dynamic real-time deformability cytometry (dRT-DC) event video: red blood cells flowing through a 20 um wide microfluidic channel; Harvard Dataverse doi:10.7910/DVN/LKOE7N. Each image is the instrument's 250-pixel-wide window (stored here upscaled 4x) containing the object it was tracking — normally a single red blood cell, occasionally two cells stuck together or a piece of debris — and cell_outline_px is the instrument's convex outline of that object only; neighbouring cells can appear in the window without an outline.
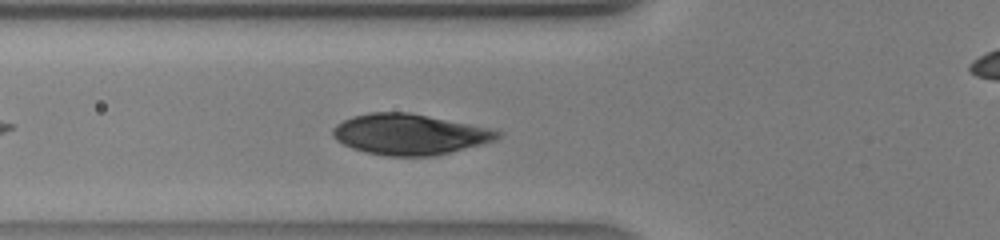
{"species": "human", "species_latin": "Homo sapiens", "temperature_condition": "warm", "stored_images_in_passage": 31, "camera_frame_rate_fps": 3000, "um_per_image_px": 0.085, "donor": {"sex": "male"}, "frame": {"image": 1, "passage_image": 7, "time_ms": 2.0, "image_size_px": [1000, 240], "cell_outline_px": [[500, 136], [496, 140], [432, 156], [388, 156], [368, 152], [352, 148], [336, 140], [332, 136], [332, 128], [336, 124], [352, 116], [372, 112], [408, 112], [488, 128], [500, 132]], "centroid_in_image_um": [34.74, 11.41], "position_along_channel_um": 91.1, "area_um2": 38.49}}
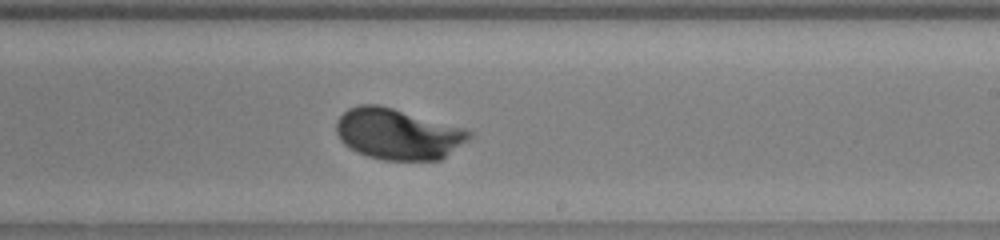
{"frame": {"image": 2, "passage_image": 17, "time_ms": 5.333, "image_size_px": [1000, 240], "cell_outline_px": [[472, 136], [468, 140], [440, 160], [384, 160], [368, 156], [356, 152], [344, 144], [340, 140], [336, 132], [336, 120], [348, 108], [360, 104], [380, 104], [464, 128], [472, 132]], "centroid_in_image_um": [33.79, 11.38], "position_along_channel_um": 255.2, "area_um2": 39.54}}
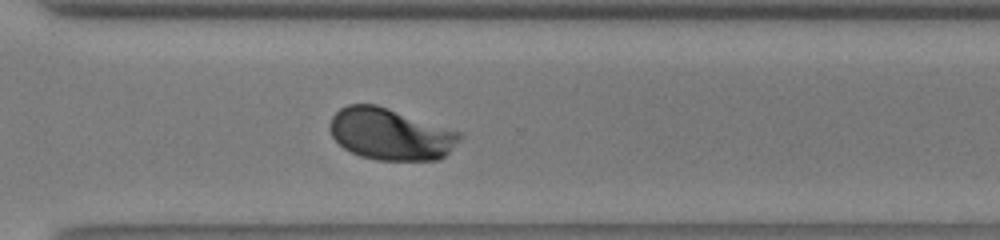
{"frame": {"image": 3, "passage_image": 22, "time_ms": 7.0, "image_size_px": [1000, 240], "cell_outline_px": [[464, 136], [440, 160], [376, 160], [360, 156], [344, 148], [332, 136], [328, 128], [328, 124], [332, 116], [340, 108], [348, 104], [376, 104], [464, 132]], "centroid_in_image_um": [33.21, 11.39], "position_along_channel_um": 337.4, "area_um2": 39.48}}